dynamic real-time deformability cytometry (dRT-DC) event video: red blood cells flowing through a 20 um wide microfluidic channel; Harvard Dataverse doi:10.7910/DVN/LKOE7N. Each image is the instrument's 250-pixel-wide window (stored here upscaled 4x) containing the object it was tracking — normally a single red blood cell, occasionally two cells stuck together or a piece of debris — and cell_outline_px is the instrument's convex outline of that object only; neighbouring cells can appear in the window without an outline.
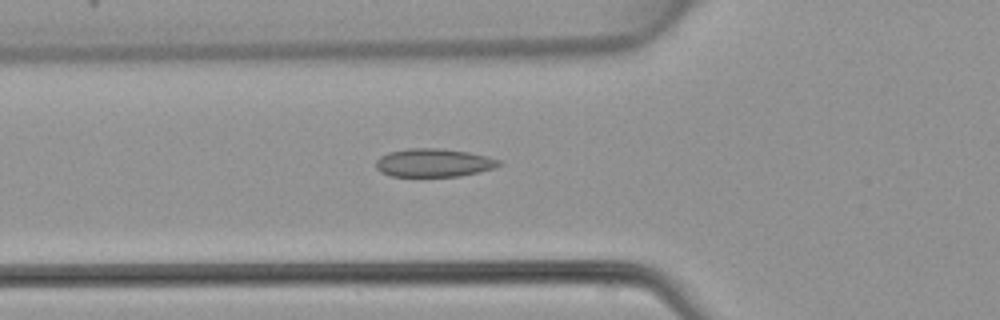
{"species": "common noctule bat (a hibernating species)", "species_latin": "Nyctalus noctula", "temperature_condition": "warm", "stored_images_in_passage": 36, "camera_frame_rate_fps": 3000, "um_per_image_px": 0.085, "animal": {"sex": "female", "body_mass_g": 22.7, "forearm_length_mm": 54.2}, "frame": {"image": 1, "passage_image": 5, "time_ms": 1.333, "image_size_px": [1000, 320], "cell_outline_px": [[504, 164], [496, 168], [480, 172], [460, 176], [392, 176], [380, 172], [376, 168], [376, 160], [380, 156], [388, 152], [408, 148], [440, 148], [468, 152], [500, 160]], "centroid_in_image_um": [36.87, 13.83], "position_along_channel_um": 88.9, "area_um2": 20.4}}
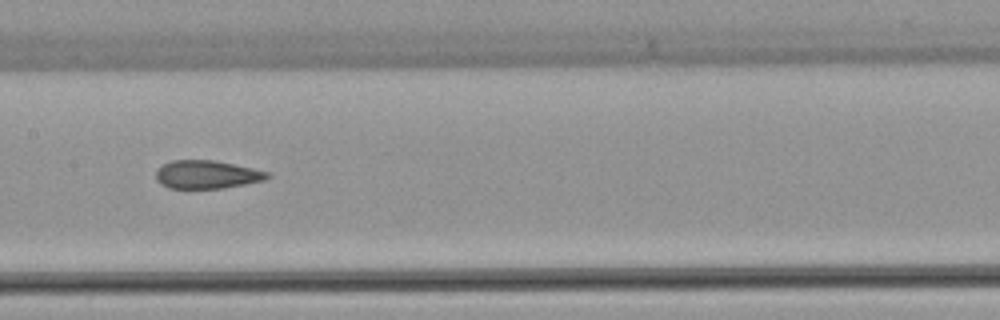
{"frame": {"image": 2, "passage_image": 12, "time_ms": 3.667, "image_size_px": [1000, 320], "cell_outline_px": [[272, 176], [264, 180], [224, 188], [168, 188], [160, 184], [156, 180], [156, 172], [164, 164], [172, 160], [212, 160], [272, 172]], "centroid_in_image_um": [17.6, 14.84], "position_along_channel_um": 189.8, "area_um2": 18.26}}
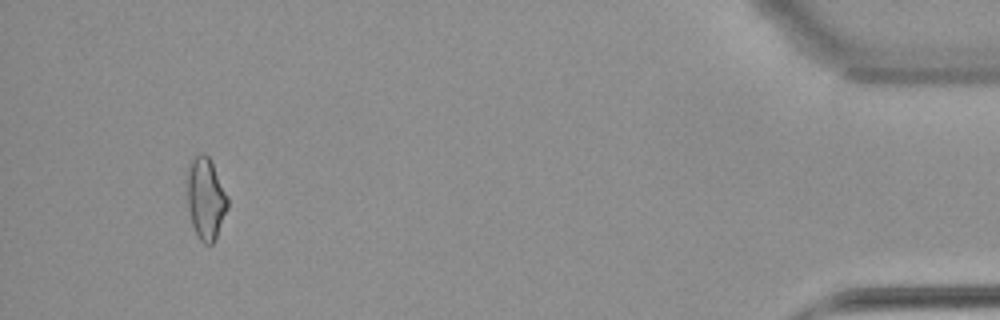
{"frame": {"image": 3, "passage_image": 33, "time_ms": 10.667, "image_size_px": [1000, 320], "cell_outline_px": [[228, 208], [216, 240], [212, 244], [204, 244], [196, 236], [192, 224], [188, 208], [184, 172], [188, 164], [200, 152], [204, 152], [208, 156], [228, 196]], "centroid_in_image_um": [17.45, 16.87], "position_along_channel_um": 417.8, "area_um2": 19.94}}